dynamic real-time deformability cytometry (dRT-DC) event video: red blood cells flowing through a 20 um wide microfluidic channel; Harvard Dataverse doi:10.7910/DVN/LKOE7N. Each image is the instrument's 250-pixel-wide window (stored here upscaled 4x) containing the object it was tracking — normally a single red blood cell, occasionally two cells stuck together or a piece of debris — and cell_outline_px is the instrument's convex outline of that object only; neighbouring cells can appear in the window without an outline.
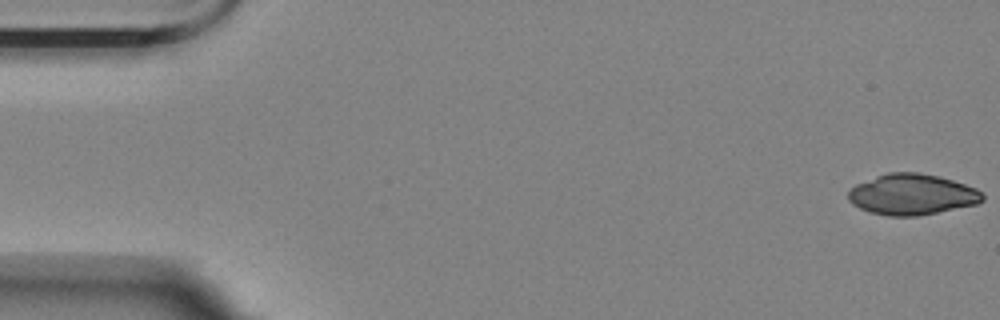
{"species": "Egyptian fruit bat (a non-hibernating species)", "species_latin": "Rousettus aegyptiacus", "temperature_condition": "room temperature", "stored_images_in_passage": 55, "camera_frame_rate_fps": 3000, "um_per_image_px": 0.085, "animal": {"sex": "female"}, "frame": {"image": 1, "passage_image": 1, "time_ms": 0.0, "image_size_px": [1000, 320], "cell_outline_px": [[984, 200], [976, 204], [916, 216], [888, 216], [872, 212], [860, 208], [852, 204], [848, 200], [848, 192], [856, 184], [876, 176], [888, 172], [920, 172], [940, 176], [976, 188], [984, 196]], "centroid_in_image_um": [77.51, 16.52], "position_along_channel_um": 7.5, "area_um2": 31.79}}